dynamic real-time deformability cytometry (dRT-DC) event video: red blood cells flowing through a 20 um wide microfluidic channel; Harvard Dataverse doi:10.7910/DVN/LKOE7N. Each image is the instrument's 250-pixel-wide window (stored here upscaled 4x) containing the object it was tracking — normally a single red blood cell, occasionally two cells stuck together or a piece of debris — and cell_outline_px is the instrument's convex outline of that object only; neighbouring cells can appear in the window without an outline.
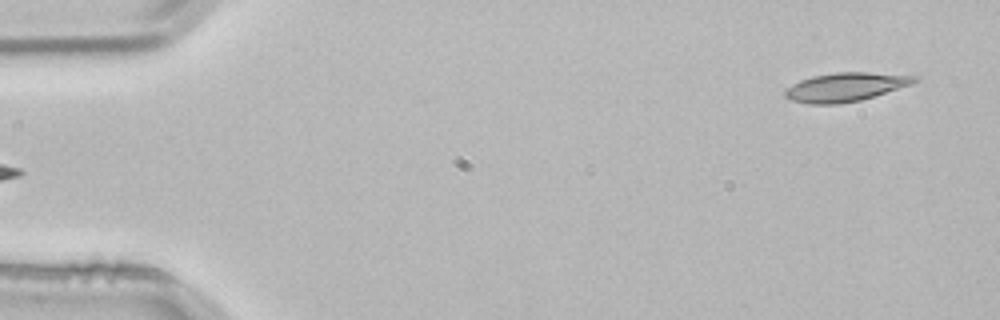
{"species": "common noctule bat (a hibernating species)", "species_latin": "Nyctalus noctula", "temperature_condition": "room temperature", "stored_images_in_passage": 4, "segment_of_instrument_passage": [2, 2], "camera_frame_rate_fps": 3000, "um_per_image_px": 0.085, "animal": {"sex": "male", "body_mass_g": 21.5, "forearm_length_mm": 52.0}, "frame": {"image": 1, "passage_image": 4, "time_ms": 1.0, "image_size_px": [1000, 320], "cell_outline_px": [[920, 80], [912, 84], [860, 100], [836, 104], [808, 104], [792, 100], [784, 96], [784, 92], [792, 84], [800, 80], [812, 76], [836, 72], [868, 72], [916, 76]], "centroid_in_image_um": [71.85, 7.39], "position_along_channel_um": 13.1, "area_um2": 21.5}}